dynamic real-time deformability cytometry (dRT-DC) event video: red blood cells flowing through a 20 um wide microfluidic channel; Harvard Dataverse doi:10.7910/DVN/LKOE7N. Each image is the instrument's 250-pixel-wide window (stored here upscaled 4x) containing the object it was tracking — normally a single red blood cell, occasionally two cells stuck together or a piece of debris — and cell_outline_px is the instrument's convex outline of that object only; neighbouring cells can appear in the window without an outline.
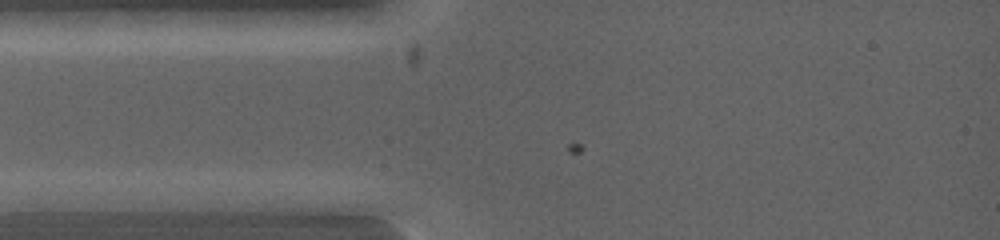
{"species": "common noctule bat (a hibernating species)", "species_latin": "Nyctalus noctula", "temperature_condition": "warm", "stored_images_in_passage": 5, "segment_of_instrument_passage": [1, 2], "camera_frame_rate_fps": 5000, "um_per_image_px": 0.085, "animal": {"sex": "female", "body_mass_g": 19.0, "forearm_length_mm": 53.3}, "frame": {"image": 1, "passage_image": 2, "time_ms": 0.2, "image_size_px": [1000, 240], "cell_outline_px": [[224, 200], [212, 208], [140, 212], [132, 200], [156, 192], [216, 192]], "centroid_in_image_um": [15.07, 17.1], "position_along_channel_um": 69.9, "area_um2": 10.29}}